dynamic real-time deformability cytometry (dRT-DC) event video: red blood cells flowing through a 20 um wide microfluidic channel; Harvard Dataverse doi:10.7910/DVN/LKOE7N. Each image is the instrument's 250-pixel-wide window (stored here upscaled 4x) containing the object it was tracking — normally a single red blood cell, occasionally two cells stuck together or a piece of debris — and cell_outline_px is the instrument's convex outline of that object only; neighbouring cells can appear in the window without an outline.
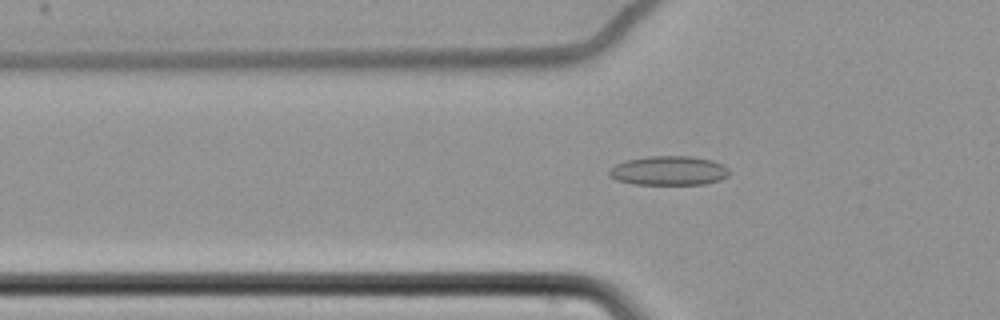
{"species": "common noctule bat (a hibernating species)", "species_latin": "Nyctalus noctula", "temperature_condition": "cold", "stored_images_in_passage": 63, "camera_frame_rate_fps": 3000, "um_per_image_px": 0.085, "animal": {"sex": "female", "body_mass_g": 22.7, "forearm_length_mm": 54.2}, "frame": {"image": 1, "passage_image": 24, "time_ms": 7.667, "image_size_px": [1000, 320], "cell_outline_px": [[728, 176], [720, 180], [704, 184], [632, 184], [616, 180], [608, 176], [608, 172], [616, 164], [628, 160], [648, 156], [692, 156], [712, 160], [724, 164], [728, 168]], "centroid_in_image_um": [56.86, 14.5], "position_along_channel_um": 68.9, "area_um2": 20.52}}
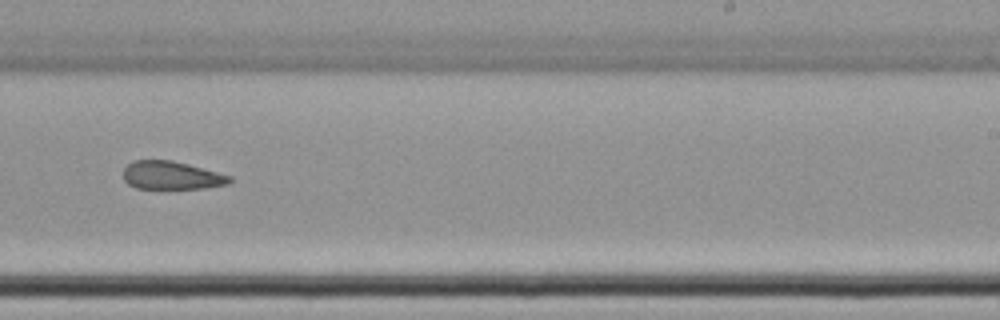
{"frame": {"image": 2, "passage_image": 42, "time_ms": 13.667, "image_size_px": [1000, 320], "cell_outline_px": [[232, 184], [204, 188], [136, 188], [128, 184], [124, 180], [124, 168], [132, 160], [172, 160], [188, 164], [232, 176]], "centroid_in_image_um": [14.6, 14.91], "position_along_channel_um": 274.4, "area_um2": 17.51}}
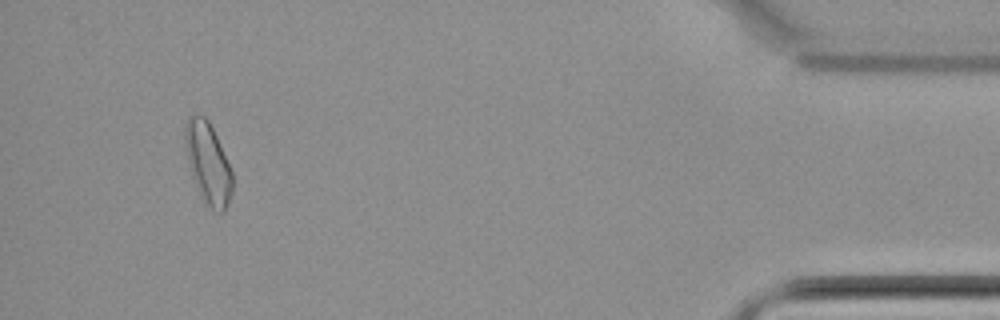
{"frame": {"image": 3, "passage_image": 60, "time_ms": 19.667, "image_size_px": [1000, 320], "cell_outline_px": [[232, 192], [228, 204], [224, 212], [220, 212], [204, 204], [192, 176], [184, 140], [184, 124], [188, 116], [196, 112], [204, 116], [208, 120], [216, 136], [232, 172]], "centroid_in_image_um": [17.66, 13.84], "position_along_channel_um": 417.5, "area_um2": 22.25}, "authors_computed_cell_mechanics": {"area_um2": 20.1144, "velocity_mm_per_s": 3.468, "shape_relaxation_time_tau1_ms": 3.2967, "shape_relaxation_time_tau2_ms": null, "deformation_change_tau1": 0.0817, "deformation_change_tau2": null}}